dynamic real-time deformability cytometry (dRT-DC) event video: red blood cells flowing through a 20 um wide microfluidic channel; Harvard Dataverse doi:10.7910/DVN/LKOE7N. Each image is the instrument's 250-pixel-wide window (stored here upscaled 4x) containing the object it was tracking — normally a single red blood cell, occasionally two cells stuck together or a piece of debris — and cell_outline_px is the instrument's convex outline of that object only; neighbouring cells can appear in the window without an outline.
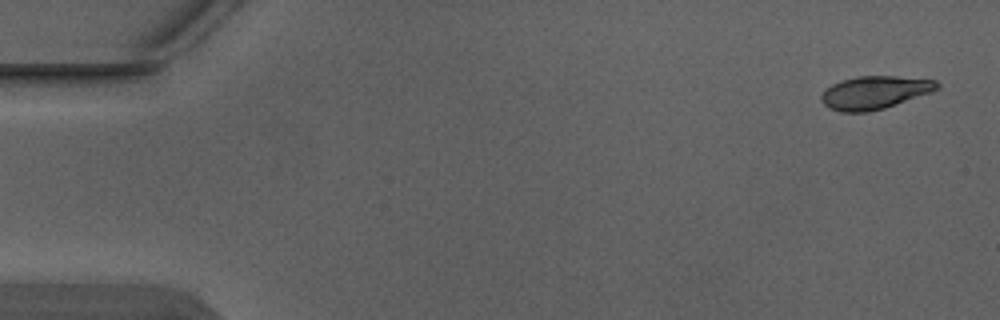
{"species": "Egyptian fruit bat (a non-hibernating species)", "species_latin": "Rousettus aegyptiacus", "temperature_condition": "warm", "stored_images_in_passage": 5, "camera_frame_rate_fps": 3000, "um_per_image_px": 0.085, "animal": {"sex": "male"}, "frame": {"image": 1, "passage_image": 1, "time_ms": 0.0, "image_size_px": [1000, 320], "cell_outline_px": [[940, 88], [932, 92], [884, 108], [868, 112], [840, 112], [828, 108], [820, 100], [820, 96], [832, 84], [856, 76], [896, 76], [936, 80], [940, 84]], "centroid_in_image_um": [74.36, 7.87], "position_along_channel_um": 10.6, "area_um2": 22.25}}
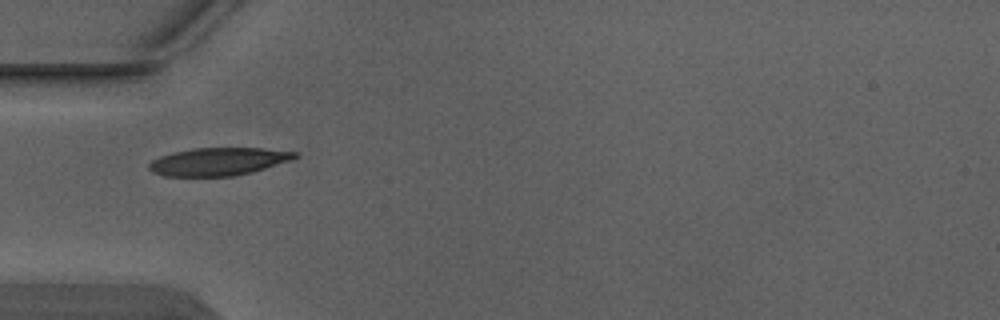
{"frame": {"image": 2, "passage_image": 5, "time_ms": 1.333, "image_size_px": [1000, 320], "cell_outline_px": [[300, 156], [292, 160], [252, 172], [236, 176], [164, 176], [152, 172], [148, 168], [148, 164], [152, 160], [160, 156], [172, 152], [192, 148], [264, 148], [300, 152]], "centroid_in_image_um": [18.59, 13.73], "position_along_channel_um": 66.4, "area_um2": 23.93}}